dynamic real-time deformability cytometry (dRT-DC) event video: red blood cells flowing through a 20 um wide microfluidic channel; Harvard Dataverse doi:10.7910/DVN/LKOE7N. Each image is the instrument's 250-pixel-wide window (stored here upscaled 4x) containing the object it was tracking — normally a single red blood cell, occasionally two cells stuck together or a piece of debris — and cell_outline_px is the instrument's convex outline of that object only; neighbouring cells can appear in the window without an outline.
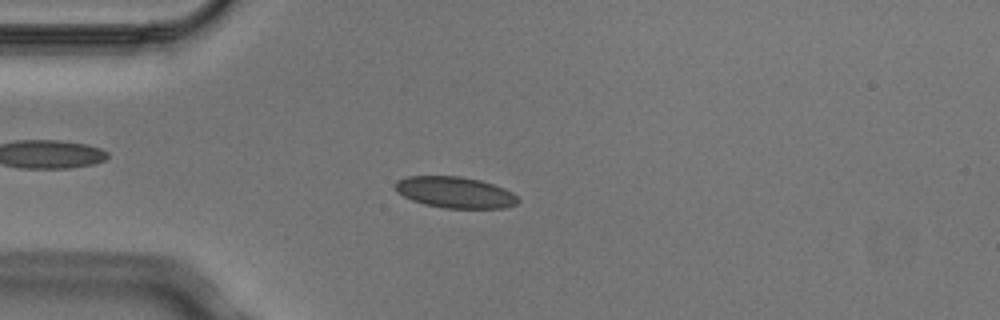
{"species": "Egyptian fruit bat (a non-hibernating species)", "species_latin": "Rousettus aegyptiacus", "temperature_condition": "cold", "stored_images_in_passage": 2, "camera_frame_rate_fps": 3000, "um_per_image_px": 0.085, "animal": {"sex": "male"}, "frame": {"image": 1, "passage_image": 2, "time_ms": 0.333, "image_size_px": [1000, 320], "cell_outline_px": [[520, 200], [516, 204], [504, 208], [444, 208], [424, 204], [412, 200], [396, 192], [392, 184], [396, 180], [408, 176], [460, 176], [480, 180], [504, 188], [512, 192]], "centroid_in_image_um": [38.64, 16.34], "position_along_channel_um": 46.4, "area_um2": 22.48}}